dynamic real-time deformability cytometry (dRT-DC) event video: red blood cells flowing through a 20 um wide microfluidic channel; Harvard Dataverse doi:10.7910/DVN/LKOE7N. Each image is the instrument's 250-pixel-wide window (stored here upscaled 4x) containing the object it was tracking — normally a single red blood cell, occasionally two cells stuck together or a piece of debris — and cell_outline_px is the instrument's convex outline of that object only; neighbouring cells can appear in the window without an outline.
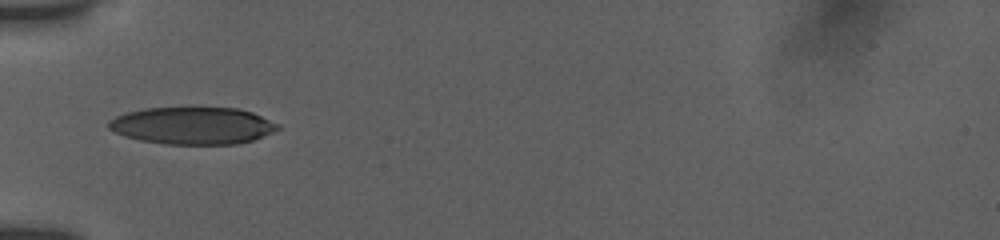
{"species": "human", "species_latin": "Homo sapiens", "temperature_condition": "room temperature", "stored_images_in_passage": 6, "camera_frame_rate_fps": 3000, "um_per_image_px": 0.085, "donor": {"sex": "female"}, "frame": {"image": 1, "passage_image": 1, "time_ms": 0.0, "image_size_px": [1000, 240], "cell_outline_px": [[280, 128], [272, 132], [252, 140], [236, 144], [164, 144], [140, 140], [124, 136], [108, 128], [108, 120], [116, 116], [128, 112], [144, 108], [240, 108], [252, 112], [280, 124]], "centroid_in_image_um": [16.37, 10.68], "position_along_channel_um": 68.6, "area_um2": 36.59}}
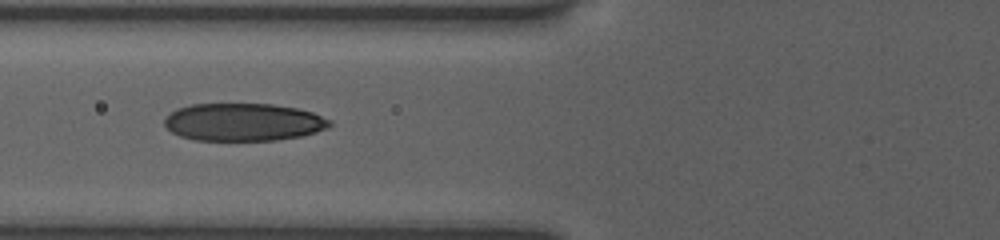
{"frame": {"image": 2, "passage_image": 5, "time_ms": 1.0, "image_size_px": [1000, 240], "cell_outline_px": [[332, 124], [328, 128], [304, 136], [276, 140], [196, 140], [180, 136], [172, 132], [164, 124], [164, 120], [176, 108], [192, 104], [272, 104], [296, 108], [312, 112], [332, 120]], "centroid_in_image_um": [20.72, 10.38], "position_along_channel_um": 105.1, "area_um2": 36.36}}